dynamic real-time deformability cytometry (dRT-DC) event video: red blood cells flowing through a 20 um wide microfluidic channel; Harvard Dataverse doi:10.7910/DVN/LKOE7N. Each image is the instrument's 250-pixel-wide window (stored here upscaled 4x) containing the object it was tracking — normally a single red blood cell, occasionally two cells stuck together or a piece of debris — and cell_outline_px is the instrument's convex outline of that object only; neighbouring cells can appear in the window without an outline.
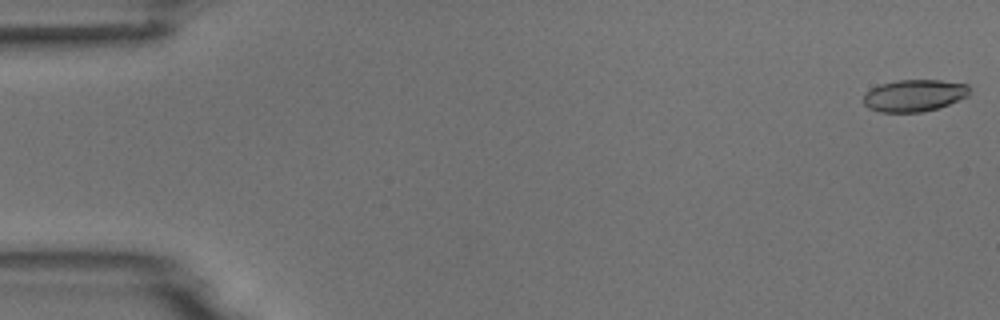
{"species": "common noctule bat (a hibernating species)", "species_latin": "Nyctalus noctula", "temperature_condition": "room temperature", "stored_images_in_passage": 4, "camera_frame_rate_fps": 3000, "um_per_image_px": 0.085, "animal": {"sex": "male", "body_mass_g": 18.8}, "frame": {"image": 1, "passage_image": 1, "time_ms": 0.0, "image_size_px": [1000, 320], "cell_outline_px": [[968, 96], [948, 104], [936, 108], [920, 112], [880, 112], [868, 108], [864, 104], [864, 92], [880, 84], [896, 80], [940, 80], [968, 84]], "centroid_in_image_um": [77.67, 8.11], "position_along_channel_um": 7.3, "area_um2": 19.65}}